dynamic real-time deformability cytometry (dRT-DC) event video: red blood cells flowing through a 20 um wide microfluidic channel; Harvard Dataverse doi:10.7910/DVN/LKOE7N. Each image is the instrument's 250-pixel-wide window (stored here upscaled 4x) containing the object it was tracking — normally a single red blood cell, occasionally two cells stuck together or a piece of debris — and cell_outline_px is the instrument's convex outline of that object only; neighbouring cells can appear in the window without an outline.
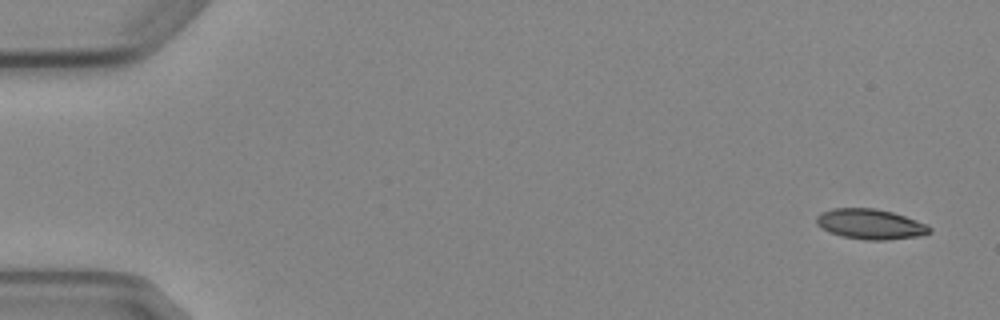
{"species": "Egyptian fruit bat (a non-hibernating species)", "species_latin": "Rousettus aegyptiacus", "temperature_condition": "cold", "stored_images_in_passage": 4, "camera_frame_rate_fps": 3000, "um_per_image_px": 0.085, "animal": {"sex": "female"}, "frame": {"image": 1, "passage_image": 1, "time_ms": 0.0, "image_size_px": [1000, 320], "cell_outline_px": [[932, 232], [920, 236], [888, 240], [864, 240], [844, 236], [832, 232], [816, 224], [816, 216], [820, 212], [832, 208], [876, 208], [892, 212], [928, 224], [932, 228]], "centroid_in_image_um": [74.02, 19.04], "position_along_channel_um": 11.0, "area_um2": 19.94}}
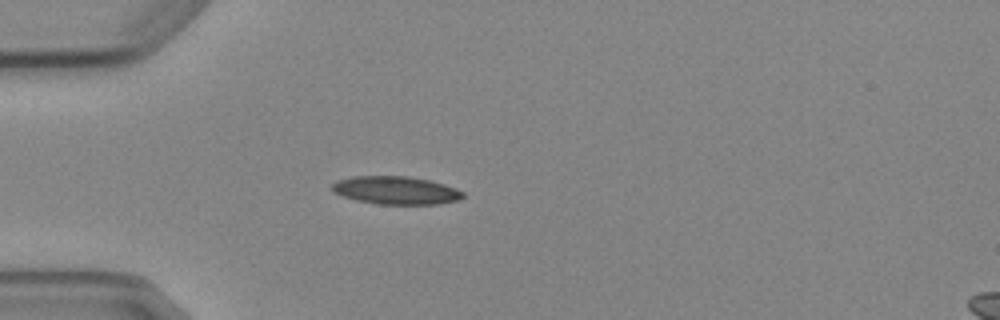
{"frame": {"image": 2, "passage_image": 4, "time_ms": 4.333, "image_size_px": [1000, 320], "cell_outline_px": [[464, 196], [460, 200], [436, 204], [376, 204], [356, 200], [332, 192], [328, 188], [336, 180], [352, 176], [408, 176], [428, 180], [444, 184], [456, 188], [464, 192]], "centroid_in_image_um": [33.61, 16.17], "position_along_channel_um": 51.4, "area_um2": 21.56}}